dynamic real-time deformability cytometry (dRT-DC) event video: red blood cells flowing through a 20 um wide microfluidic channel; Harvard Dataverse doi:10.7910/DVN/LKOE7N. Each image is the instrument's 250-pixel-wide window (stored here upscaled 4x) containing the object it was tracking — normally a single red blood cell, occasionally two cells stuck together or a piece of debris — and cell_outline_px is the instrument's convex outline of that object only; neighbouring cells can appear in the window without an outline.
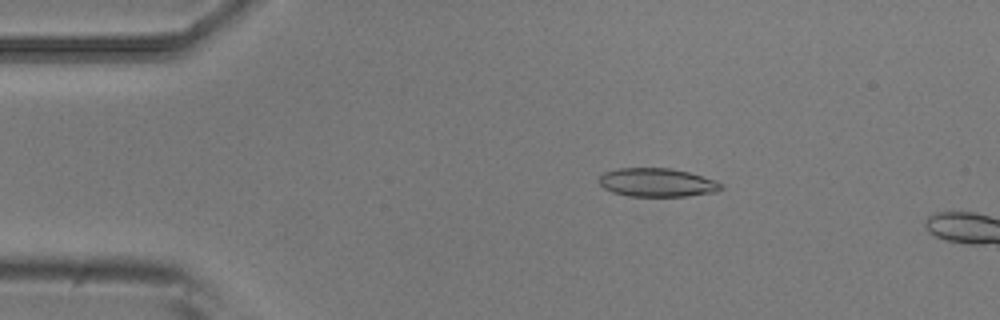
{"species": "common noctule bat (a hibernating species)", "species_latin": "Nyctalus noctula", "temperature_condition": "room temperature", "stored_images_in_passage": 4, "camera_frame_rate_fps": 3000, "um_per_image_px": 0.085, "animal": {"sex": "male", "body_mass_g": 20.5, "forearm_length_mm": 52.5}, "frame": {"image": 1, "passage_image": 3, "time_ms": 0.667, "image_size_px": [1000, 320], "cell_outline_px": [[724, 188], [716, 192], [688, 196], [628, 196], [612, 192], [604, 188], [600, 184], [600, 176], [604, 172], [616, 168], [672, 168], [688, 172], [716, 180], [724, 184]], "centroid_in_image_um": [55.89, 15.51], "position_along_channel_um": 29.1, "area_um2": 20.46}}